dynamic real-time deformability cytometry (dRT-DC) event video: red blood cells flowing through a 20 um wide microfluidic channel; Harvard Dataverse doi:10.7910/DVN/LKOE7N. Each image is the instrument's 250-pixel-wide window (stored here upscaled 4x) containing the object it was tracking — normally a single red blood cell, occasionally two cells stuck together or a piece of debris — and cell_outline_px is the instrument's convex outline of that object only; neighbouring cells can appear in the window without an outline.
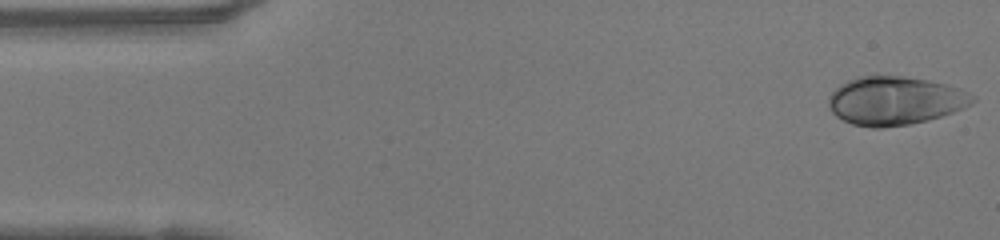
{"species": "human", "species_latin": "Homo sapiens", "temperature_condition": "warm", "stored_images_in_passage": 47, "camera_frame_rate_fps": 3000, "um_per_image_px": 0.085, "donor": {"sex": "female"}, "frame": {"image": 1, "passage_image": 1, "time_ms": 0.0, "image_size_px": [1000, 240], "cell_outline_px": [[976, 100], [952, 112], [928, 120], [908, 124], [880, 128], [872, 128], [852, 124], [836, 116], [828, 108], [828, 96], [840, 84], [856, 76], [876, 72], [904, 76], [928, 80], [948, 84], [976, 96]], "centroid_in_image_um": [76.0, 8.51], "position_along_channel_um": 9.0, "area_um2": 41.27}}
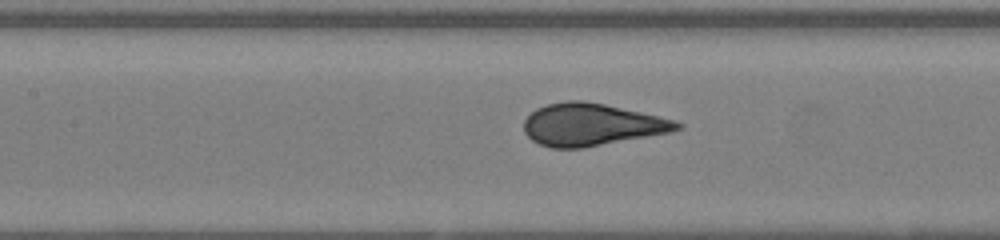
{"frame": {"image": 2, "passage_image": 20, "time_ms": 6.333, "image_size_px": [1000, 240], "cell_outline_px": [[684, 124], [680, 128], [672, 132], [580, 148], [552, 148], [540, 144], [532, 140], [524, 132], [524, 120], [536, 108], [548, 104], [568, 100], [580, 100], [604, 104], [676, 120]], "centroid_in_image_um": [50.28, 10.59], "position_along_channel_um": 157.1, "area_um2": 37.4}}
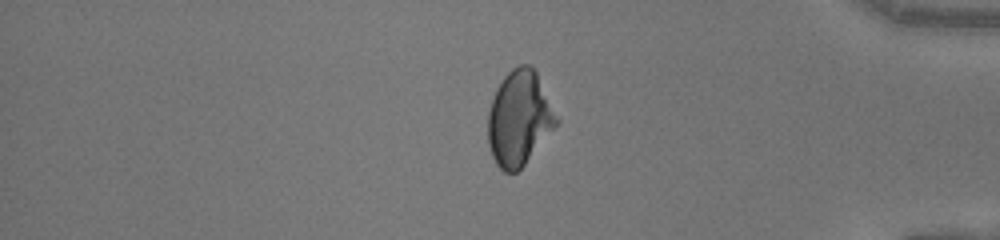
{"frame": {"image": 3, "passage_image": 39, "time_ms": 12.667, "image_size_px": [1000, 240], "cell_outline_px": [[560, 120], [524, 164], [516, 172], [504, 172], [496, 164], [492, 156], [488, 144], [488, 112], [496, 88], [504, 76], [512, 68], [520, 64], [528, 64], [536, 72]], "centroid_in_image_um": [44.12, 10.04], "position_along_channel_um": 391.1, "area_um2": 37.45}, "authors_computed_cell_mechanics": {"area_um2": 37.9168, "velocity_mm_per_s": 4.19, "shape_relaxation_time_tau1_ms": 5.7586, "shape_relaxation_time_tau2_ms": null, "deformation_change_tau1": 0.2071, "deformation_change_tau2": null}}